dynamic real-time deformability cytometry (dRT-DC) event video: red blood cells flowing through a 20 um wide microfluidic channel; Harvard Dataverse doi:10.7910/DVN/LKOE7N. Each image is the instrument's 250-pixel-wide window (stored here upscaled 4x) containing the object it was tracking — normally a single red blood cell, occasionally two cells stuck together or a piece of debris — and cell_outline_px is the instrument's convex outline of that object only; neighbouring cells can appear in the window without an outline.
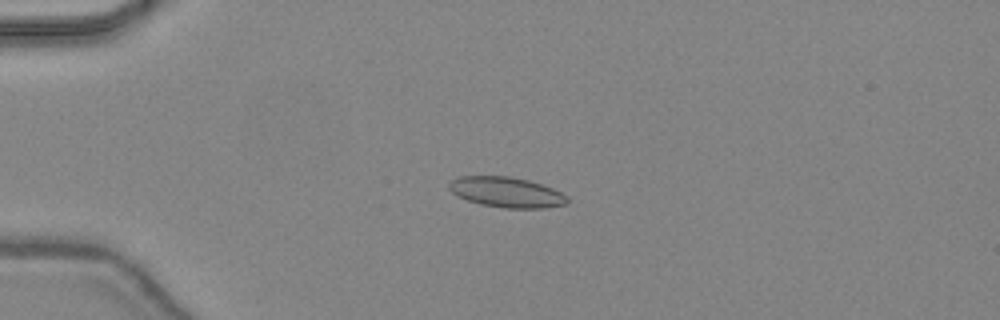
{"species": "common noctule bat (a hibernating species)", "species_latin": "Nyctalus noctula", "temperature_condition": "warm", "stored_images_in_passage": 47, "camera_frame_rate_fps": 3000, "um_per_image_px": 0.085, "animal": {"sex": "female", "body_mass_g": 24.6, "forearm_length_mm": 56.2}, "frame": {"image": 1, "passage_image": 13, "time_ms": 4.0, "image_size_px": [1000, 320], "cell_outline_px": [[568, 200], [564, 204], [544, 208], [504, 208], [480, 204], [468, 200], [452, 192], [448, 188], [448, 184], [456, 176], [508, 176], [528, 180], [552, 188], [568, 196]], "centroid_in_image_um": [43.03, 16.33], "position_along_channel_um": 42.0, "area_um2": 20.75}}
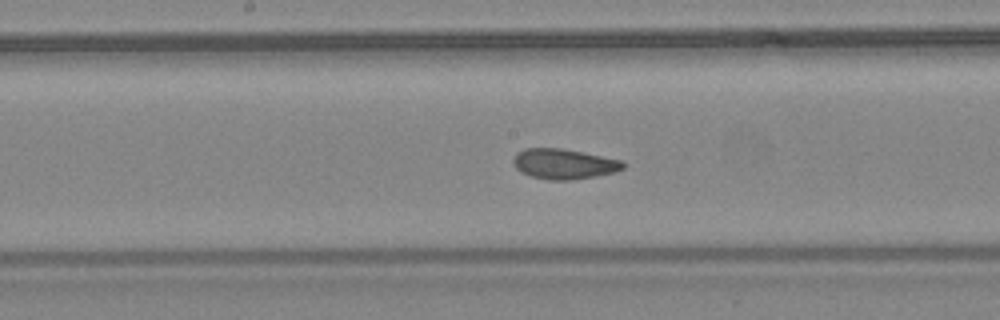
{"frame": {"image": 2, "passage_image": 26, "time_ms": 8.333, "image_size_px": [1000, 320], "cell_outline_px": [[624, 168], [616, 172], [596, 176], [572, 180], [548, 180], [532, 176], [520, 172], [512, 164], [512, 160], [516, 152], [524, 148], [560, 148], [624, 160]], "centroid_in_image_um": [47.92, 13.93], "position_along_channel_um": 200.3, "area_um2": 19.54}}
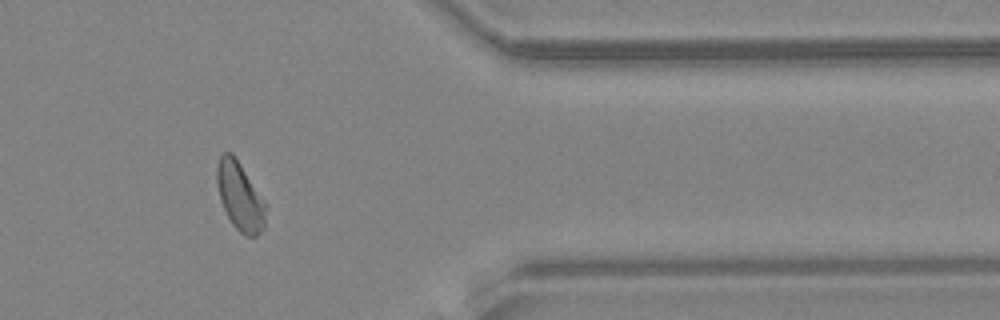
{"frame": {"image": 3, "passage_image": 40, "time_ms": 13.0, "image_size_px": [1000, 320], "cell_outline_px": [[264, 228], [256, 236], [248, 236], [240, 232], [232, 224], [220, 200], [216, 180], [216, 168], [220, 156], [224, 152], [232, 152], [264, 200]], "centroid_in_image_um": [20.36, 16.67], "position_along_channel_um": 391.0, "area_um2": 19.02}, "authors_computed_cell_mechanics": {"area_um2": 19.652, "velocity_mm_per_s": 4.4538, "shape_relaxation_time_tau1_ms": 8.5722, "shape_relaxation_time_tau2_ms": 1.3759, "deformation_change_tau1": 0.1613, "deformation_change_tau2": 0.0613}}